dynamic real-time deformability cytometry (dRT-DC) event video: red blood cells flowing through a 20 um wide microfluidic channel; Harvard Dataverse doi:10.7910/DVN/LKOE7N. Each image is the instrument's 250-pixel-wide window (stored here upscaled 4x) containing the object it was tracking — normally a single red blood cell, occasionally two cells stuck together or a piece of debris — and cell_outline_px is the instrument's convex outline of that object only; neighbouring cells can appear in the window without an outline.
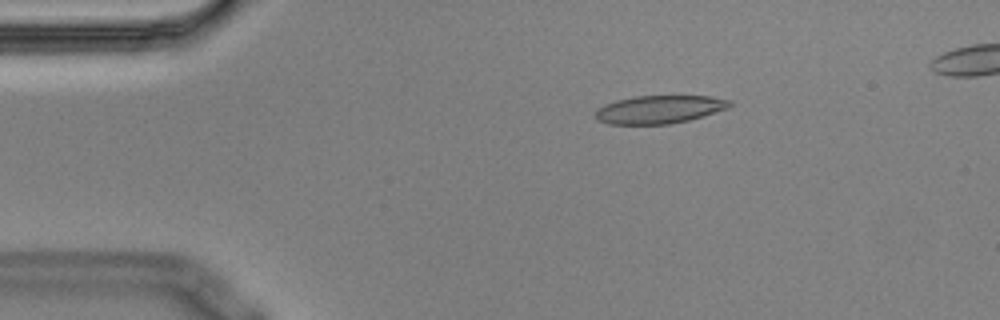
{"species": "Egyptian fruit bat (a non-hibernating species)", "species_latin": "Rousettus aegyptiacus", "temperature_condition": "cold", "stored_images_in_passage": 9, "camera_frame_rate_fps": 3000, "um_per_image_px": 0.085, "animal": {"sex": "male"}, "frame": {"image": 1, "passage_image": 2, "time_ms": 0.333, "image_size_px": [1000, 320], "cell_outline_px": [[732, 104], [728, 108], [704, 116], [688, 120], [668, 124], [608, 124], [596, 120], [596, 108], [604, 104], [616, 100], [636, 96], [708, 96], [732, 100]], "centroid_in_image_um": [56.03, 9.3], "position_along_channel_um": 29.0, "area_um2": 22.02}}
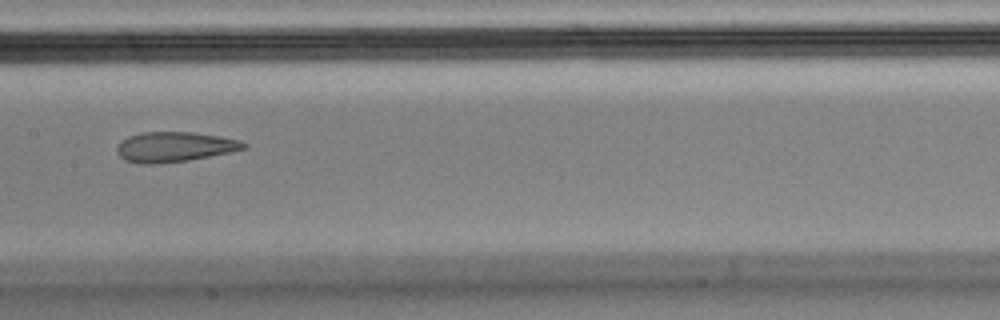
{"frame": {"image": 2, "passage_image": 7, "time_ms": 2.0, "image_size_px": [1000, 320], "cell_outline_px": [[248, 148], [232, 152], [188, 160], [156, 164], [140, 164], [124, 160], [116, 152], [116, 148], [120, 140], [128, 136], [140, 132], [192, 132], [220, 136], [240, 140], [248, 144]], "centroid_in_image_um": [14.82, 12.48], "position_along_channel_um": 192.6, "area_um2": 22.48}}
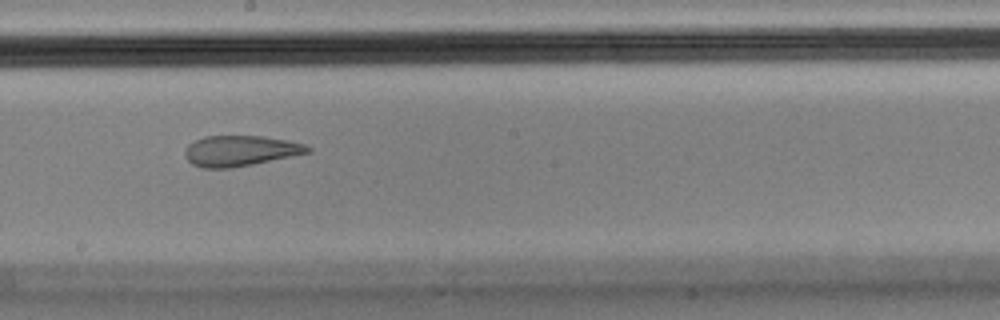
{"frame": {"image": 3, "passage_image": 8, "time_ms": 2.333, "image_size_px": [1000, 320], "cell_outline_px": [[312, 152], [232, 168], [204, 168], [192, 164], [184, 156], [184, 152], [188, 144], [204, 136], [260, 136], [288, 140], [304, 144], [312, 148]], "centroid_in_image_um": [20.42, 12.82], "position_along_channel_um": 227.8, "area_um2": 21.85}}